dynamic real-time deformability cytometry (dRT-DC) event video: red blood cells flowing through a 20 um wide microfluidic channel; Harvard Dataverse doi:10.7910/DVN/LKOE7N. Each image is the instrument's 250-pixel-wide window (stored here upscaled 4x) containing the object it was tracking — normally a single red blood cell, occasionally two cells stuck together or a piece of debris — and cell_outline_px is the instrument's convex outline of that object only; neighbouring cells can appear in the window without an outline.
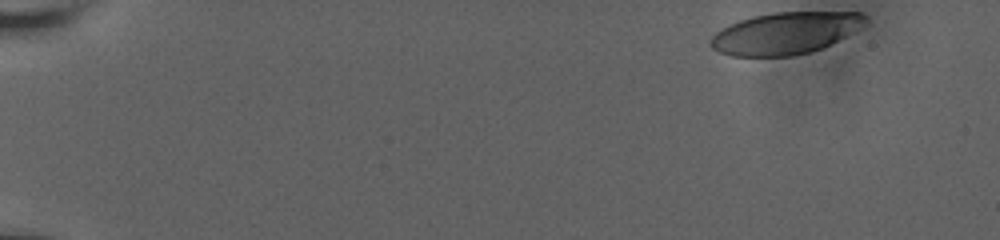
{"species": "human", "species_latin": "Homo sapiens", "temperature_condition": "room temperature", "stored_images_in_passage": 16, "camera_frame_rate_fps": 3000, "um_per_image_px": 0.085, "donor": {"sex": "male"}, "frame": {"image": 1, "passage_image": 1, "time_ms": 0.0, "image_size_px": [1000, 240], "cell_outline_px": [[868, 20], [832, 44], [824, 48], [792, 56], [732, 56], [720, 52], [712, 48], [712, 36], [720, 28], [728, 24], [752, 16], [776, 12], [860, 12], [868, 16]], "centroid_in_image_um": [66.73, 2.81], "position_along_channel_um": 18.3, "area_um2": 37.51}}